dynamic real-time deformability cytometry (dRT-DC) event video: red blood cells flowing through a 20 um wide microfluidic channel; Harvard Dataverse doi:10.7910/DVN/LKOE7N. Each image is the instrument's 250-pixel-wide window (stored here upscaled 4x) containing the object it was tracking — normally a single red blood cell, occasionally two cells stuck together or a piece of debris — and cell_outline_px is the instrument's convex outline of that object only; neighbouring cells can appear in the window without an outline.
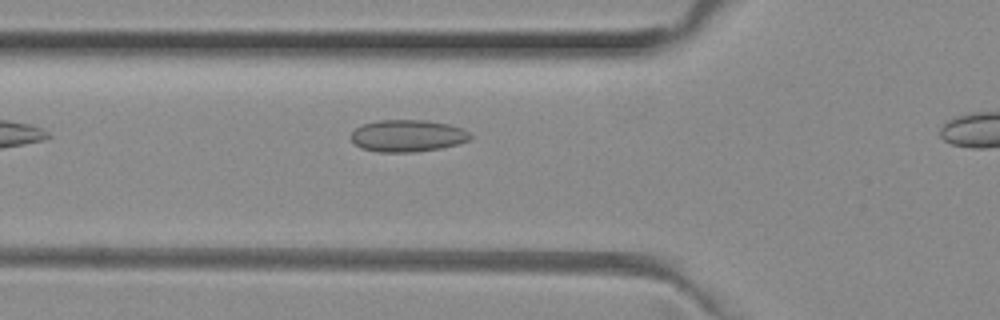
{"species": "common noctule bat (a hibernating species)", "species_latin": "Nyctalus noctula", "temperature_condition": "room temperature", "stored_images_in_passage": 29, "camera_frame_rate_fps": 3000, "um_per_image_px": 0.085, "animal": {"sex": "female", "body_mass_g": 29.2, "forearm_length_mm": 56.3}, "frame": {"image": 1, "passage_image": 3, "time_ms": 0.667, "image_size_px": [1000, 320], "cell_outline_px": [[472, 136], [468, 140], [456, 144], [440, 148], [412, 152], [380, 152], [360, 148], [352, 140], [352, 132], [356, 128], [364, 124], [376, 120], [424, 120], [448, 124], [460, 128], [468, 132]], "centroid_in_image_um": [34.62, 11.54], "position_along_channel_um": 91.2, "area_um2": 21.96}}
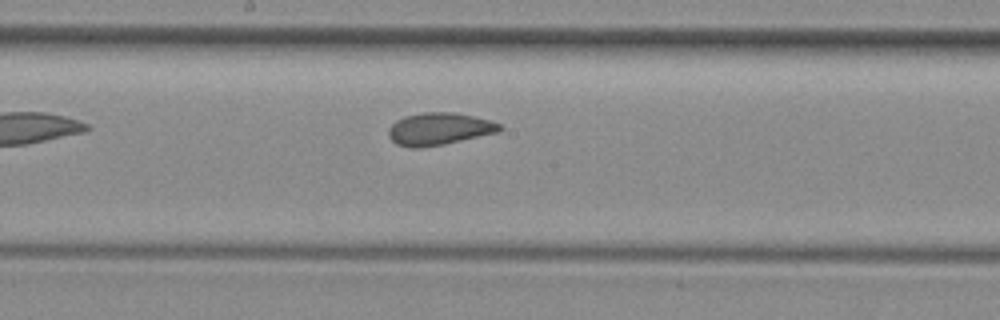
{"frame": {"image": 2, "passage_image": 12, "time_ms": 3.667, "image_size_px": [1000, 320], "cell_outline_px": [[504, 128], [500, 132], [444, 144], [420, 148], [408, 148], [396, 144], [388, 136], [388, 128], [396, 120], [404, 116], [424, 112], [456, 112], [488, 120], [500, 124]], "centroid_in_image_um": [37.31, 10.96], "position_along_channel_um": 210.9, "area_um2": 21.1}}
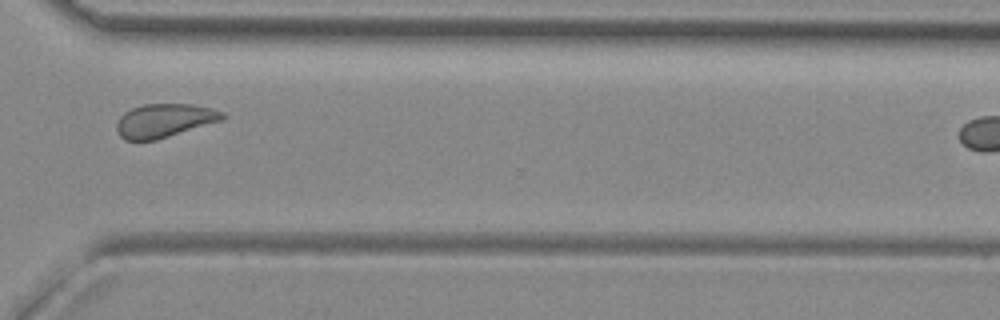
{"frame": {"image": 3, "passage_image": 23, "time_ms": 7.333, "image_size_px": [1000, 320], "cell_outline_px": [[224, 120], [156, 140], [124, 140], [120, 136], [116, 128], [116, 124], [120, 116], [124, 112], [132, 108], [144, 104], [192, 104], [212, 108], [224, 112]], "centroid_in_image_um": [13.98, 10.24], "position_along_channel_um": 356.6, "area_um2": 20.81}, "authors_computed_cell_mechanics": {"area_um2": 20.5768, "velocity_mm_per_s": 3.9776, "shape_relaxation_time_tau1_ms": null, "shape_relaxation_time_tau2_ms": 1.3102, "deformation_change_tau1": null, "deformation_change_tau2": 0.0637}}